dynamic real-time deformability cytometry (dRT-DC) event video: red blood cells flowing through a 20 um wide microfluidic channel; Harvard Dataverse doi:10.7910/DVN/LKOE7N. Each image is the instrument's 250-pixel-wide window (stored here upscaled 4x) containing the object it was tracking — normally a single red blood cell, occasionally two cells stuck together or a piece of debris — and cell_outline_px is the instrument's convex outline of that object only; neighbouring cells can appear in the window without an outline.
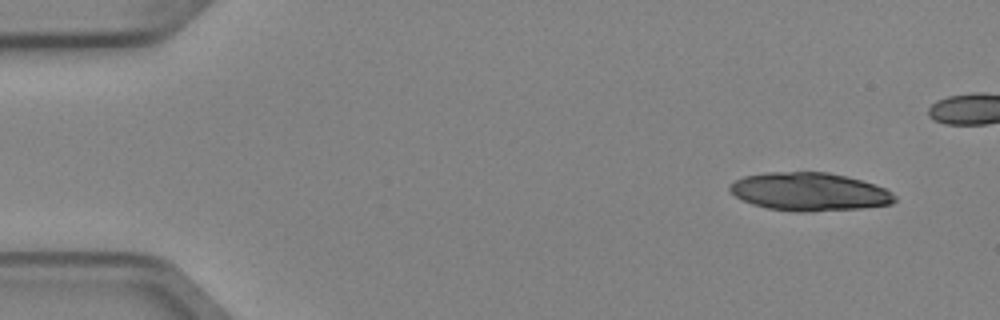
{"species": "Egyptian fruit bat (a non-hibernating species)", "species_latin": "Rousettus aegyptiacus", "temperature_condition": "cold", "stored_images_in_passage": 5, "camera_frame_rate_fps": 3000, "um_per_image_px": 0.085, "animal": {"sex": "female"}, "frame": {"image": 1, "passage_image": 1, "time_ms": 0.0, "image_size_px": [1000, 320], "cell_outline_px": [[896, 200], [892, 204], [864, 208], [808, 212], [792, 212], [768, 208], [752, 204], [740, 200], [728, 188], [736, 180], [744, 176], [768, 172], [828, 172], [860, 180], [884, 188], [892, 192], [896, 196]], "centroid_in_image_um": [68.8, 16.31], "position_along_channel_um": 16.2, "area_um2": 36.7}}